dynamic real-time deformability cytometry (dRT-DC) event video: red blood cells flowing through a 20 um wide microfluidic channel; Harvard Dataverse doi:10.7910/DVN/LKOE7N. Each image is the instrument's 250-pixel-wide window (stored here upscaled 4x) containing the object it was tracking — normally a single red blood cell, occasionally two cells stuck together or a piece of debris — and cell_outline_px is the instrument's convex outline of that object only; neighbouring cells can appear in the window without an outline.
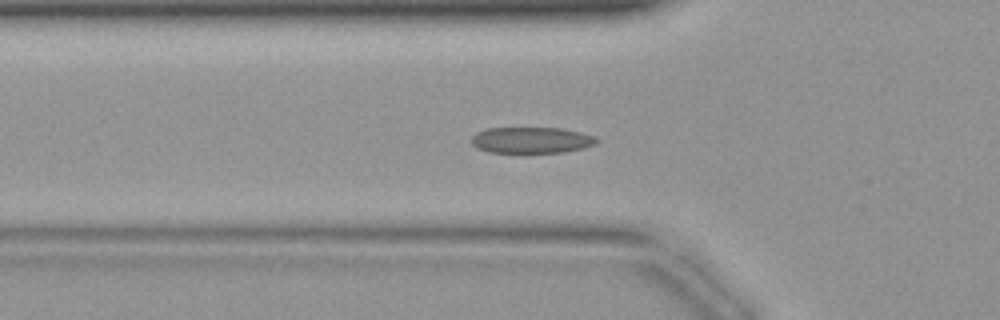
{"species": "common noctule bat (a hibernating species)", "species_latin": "Nyctalus noctula", "temperature_condition": "warm", "stored_images_in_passage": 42, "camera_frame_rate_fps": 3000, "um_per_image_px": 0.085, "animal": {"sex": "female", "body_mass_g": 19.9}, "frame": {"image": 1, "passage_image": 14, "time_ms": 4.333, "image_size_px": [1000, 320], "cell_outline_px": [[600, 140], [596, 144], [584, 148], [564, 152], [488, 152], [476, 148], [472, 144], [472, 136], [476, 132], [488, 128], [564, 128], [596, 136]], "centroid_in_image_um": [45.2, 11.9], "position_along_channel_um": 80.6, "area_um2": 19.19}}
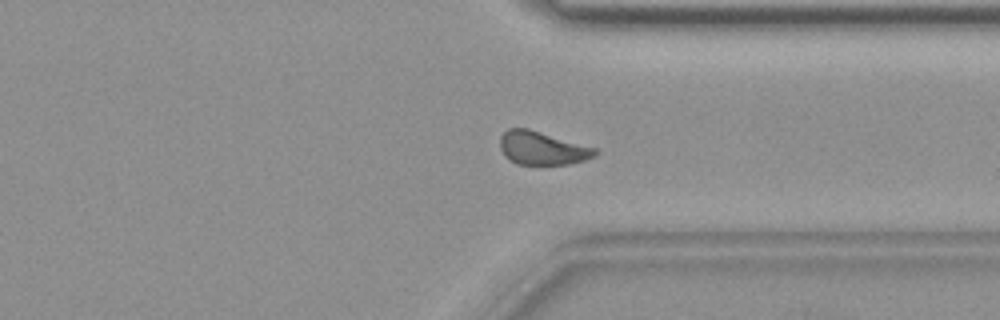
{"frame": {"image": 2, "passage_image": 32, "time_ms": 10.333, "image_size_px": [1000, 320], "cell_outline_px": [[600, 152], [596, 156], [584, 160], [568, 164], [516, 164], [508, 160], [504, 156], [500, 148], [500, 136], [508, 128], [528, 128], [596, 148]], "centroid_in_image_um": [46.08, 12.59], "position_along_channel_um": 365.3, "area_um2": 18.55}}
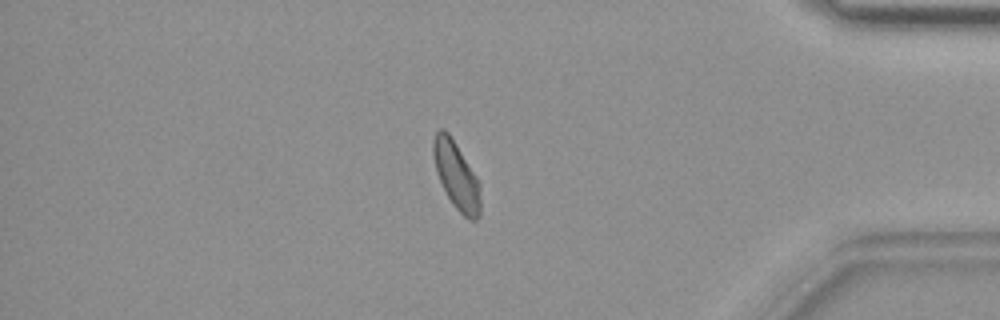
{"frame": {"image": 3, "passage_image": 36, "time_ms": 11.667, "image_size_px": [1000, 320], "cell_outline_px": [[480, 216], [476, 220], [468, 220], [452, 204], [436, 172], [432, 156], [432, 140], [436, 132], [440, 128], [444, 128], [448, 132], [480, 180]], "centroid_in_image_um": [38.8, 14.9], "position_along_channel_um": 396.4, "area_um2": 18.79}}